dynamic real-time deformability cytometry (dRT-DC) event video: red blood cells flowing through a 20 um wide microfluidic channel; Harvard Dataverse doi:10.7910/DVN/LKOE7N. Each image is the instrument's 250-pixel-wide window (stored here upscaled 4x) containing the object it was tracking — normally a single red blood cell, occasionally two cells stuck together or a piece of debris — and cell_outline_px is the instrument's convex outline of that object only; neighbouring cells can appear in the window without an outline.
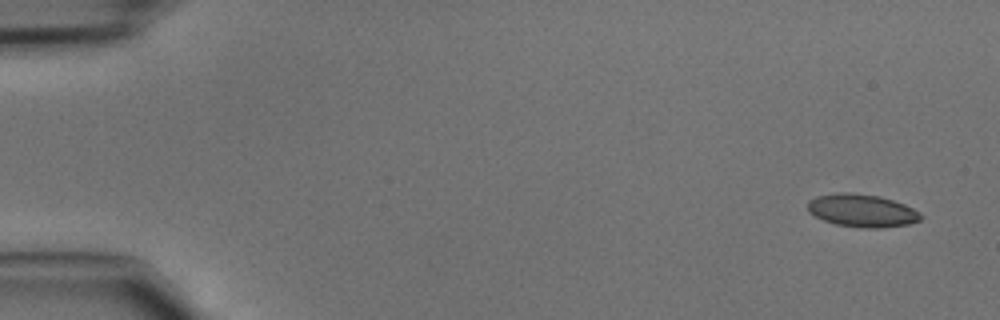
{"species": "common noctule bat (a hibernating species)", "species_latin": "Nyctalus noctula", "temperature_condition": "cold", "stored_images_in_passage": 45, "camera_frame_rate_fps": 3000, "um_per_image_px": 0.085, "animal": {"sex": "male", "body_mass_g": 15.6}, "frame": {"image": 1, "passage_image": 1, "time_ms": 0.0, "image_size_px": [1000, 320], "cell_outline_px": [[924, 216], [920, 220], [908, 224], [880, 228], [860, 228], [836, 224], [824, 220], [808, 212], [808, 200], [816, 196], [844, 192], [848, 192], [880, 196], [904, 204], [920, 212]], "centroid_in_image_um": [73.28, 17.9], "position_along_channel_um": 11.7, "area_um2": 21.62}}
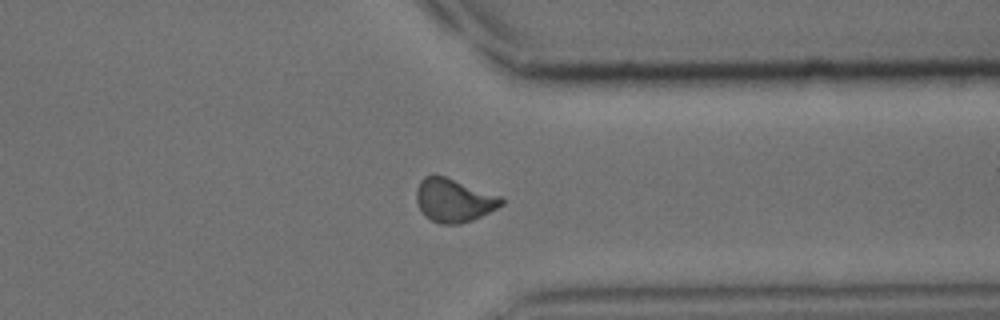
{"frame": {"image": 2, "passage_image": 35, "time_ms": 11.333, "image_size_px": [1000, 320], "cell_outline_px": [[504, 204], [472, 220], [460, 224], [440, 224], [424, 216], [416, 200], [416, 188], [420, 180], [424, 176], [444, 176], [500, 196], [504, 200]], "centroid_in_image_um": [38.55, 17.04], "position_along_channel_um": 372.9, "area_um2": 21.21}}
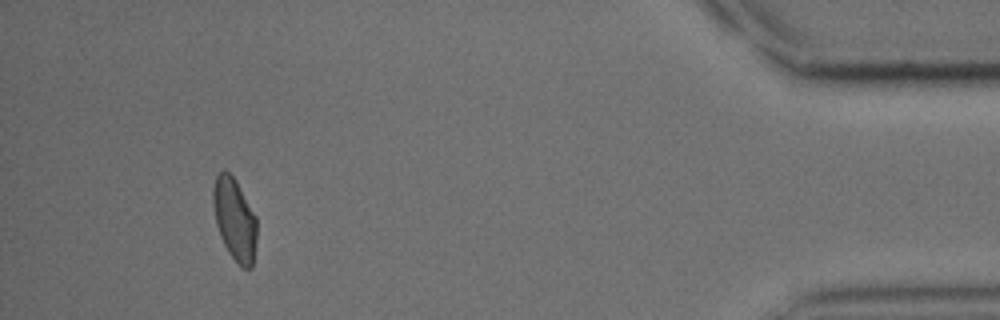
{"frame": {"image": 3, "passage_image": 42, "time_ms": 13.667, "image_size_px": [1000, 320], "cell_outline_px": [[256, 240], [252, 268], [244, 268], [228, 252], [220, 236], [216, 224], [212, 204], [212, 188], [216, 176], [224, 168], [236, 180], [256, 216]], "centroid_in_image_um": [19.92, 18.6], "position_along_channel_um": 415.3, "area_um2": 20.92}}